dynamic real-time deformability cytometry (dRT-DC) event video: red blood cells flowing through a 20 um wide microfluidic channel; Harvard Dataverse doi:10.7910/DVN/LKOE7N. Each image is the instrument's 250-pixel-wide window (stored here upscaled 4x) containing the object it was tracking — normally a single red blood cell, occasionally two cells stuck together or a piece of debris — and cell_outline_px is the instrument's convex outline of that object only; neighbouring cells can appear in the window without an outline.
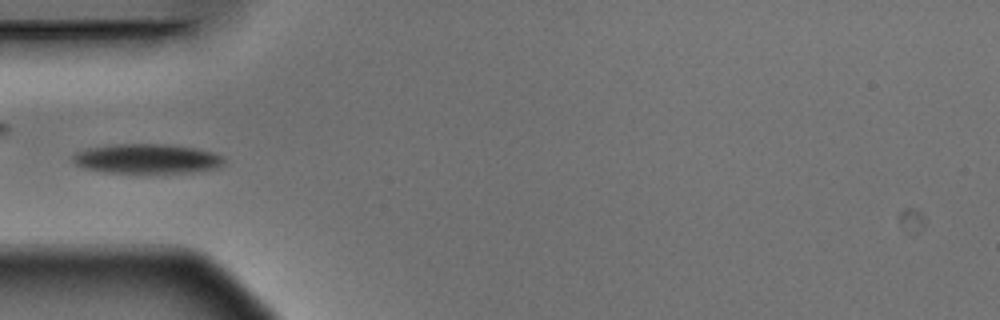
{"species": "Egyptian fruit bat (a non-hibernating species)", "species_latin": "Rousettus aegyptiacus", "temperature_condition": "warm", "stored_images_in_passage": 1, "camera_frame_rate_fps": 3000, "um_per_image_px": 0.085, "animal": {"sex": "male"}, "frame": {"image": 1, "passage_image": 1, "time_ms": 0.0, "image_size_px": [1000, 320], "cell_outline_px": [[224, 164], [216, 168], [192, 172], [104, 172], [84, 168], [76, 164], [72, 160], [72, 156], [76, 152], [84, 148], [104, 144], [164, 144], [196, 148], [212, 152], [224, 156]], "centroid_in_image_um": [12.45, 13.47], "position_along_channel_um": 72.6, "area_um2": 26.18}}